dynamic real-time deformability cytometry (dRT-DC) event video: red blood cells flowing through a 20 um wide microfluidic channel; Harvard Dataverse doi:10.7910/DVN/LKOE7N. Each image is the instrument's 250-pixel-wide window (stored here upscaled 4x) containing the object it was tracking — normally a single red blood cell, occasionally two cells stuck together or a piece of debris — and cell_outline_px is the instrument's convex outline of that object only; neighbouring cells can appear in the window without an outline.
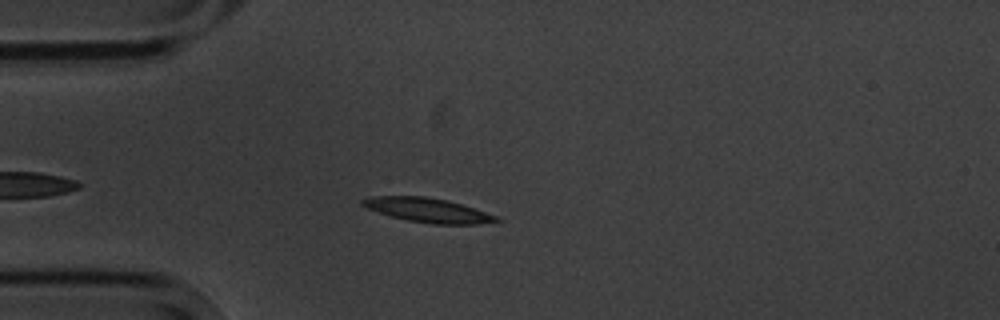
{"species": "common noctule bat (a hibernating species)", "species_latin": "Nyctalus noctula", "temperature_condition": "cold", "stored_images_in_passage": 4, "camera_frame_rate_fps": 3000, "um_per_image_px": 0.085, "animal": {"sex": "male", "body_mass_g": 20.1, "forearm_length_mm": 53.5}, "frame": {"image": 1, "passage_image": 4, "time_ms": 3.333, "image_size_px": [1000, 320], "cell_outline_px": [[500, 220], [480, 224], [432, 224], [408, 220], [392, 216], [368, 208], [360, 204], [360, 200], [372, 196], [424, 196], [448, 200], [500, 216]], "centroid_in_image_um": [36.4, 17.86], "position_along_channel_um": 48.6, "area_um2": 18.84}}